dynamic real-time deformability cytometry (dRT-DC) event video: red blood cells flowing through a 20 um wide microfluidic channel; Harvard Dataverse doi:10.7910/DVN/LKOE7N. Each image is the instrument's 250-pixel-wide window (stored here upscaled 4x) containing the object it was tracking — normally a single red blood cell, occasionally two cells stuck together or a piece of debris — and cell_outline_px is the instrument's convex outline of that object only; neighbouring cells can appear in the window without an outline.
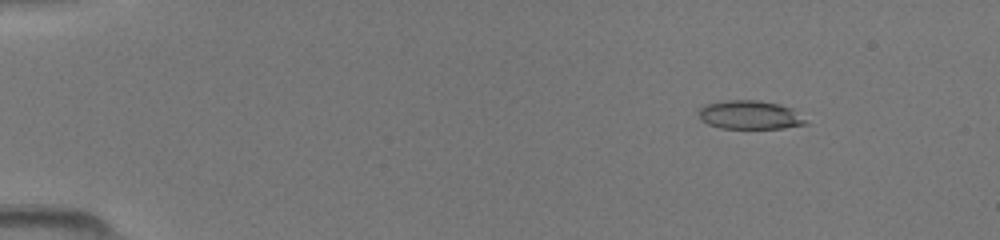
{"species": "common noctule bat (a hibernating species)", "species_latin": "Nyctalus noctula", "temperature_condition": "room temperature", "stored_images_in_passage": 49, "camera_frame_rate_fps": 3000, "um_per_image_px": 0.085, "animal": {"sex": "female", "body_mass_g": 19.5, "forearm_length_mm": 54.1}, "frame": {"image": 1, "passage_image": 7, "time_ms": 2.0, "image_size_px": [1000, 240], "cell_outline_px": [[808, 124], [784, 128], [720, 128], [708, 124], [700, 120], [700, 108], [708, 104], [724, 100], [760, 100], [792, 108]], "centroid_in_image_um": [63.72, 9.77], "position_along_channel_um": 21.3, "area_um2": 17.63}}
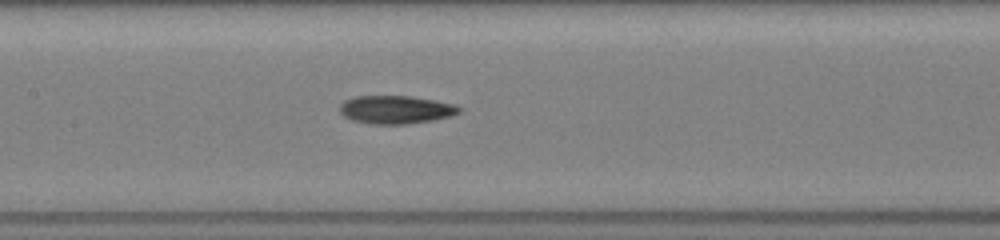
{"frame": {"image": 2, "passage_image": 25, "time_ms": 8.0, "image_size_px": [1000, 240], "cell_outline_px": [[460, 112], [452, 116], [432, 120], [408, 124], [372, 124], [352, 120], [344, 116], [340, 112], [340, 104], [344, 100], [356, 96], [408, 96], [436, 100], [456, 104], [460, 108]], "centroid_in_image_um": [33.65, 9.32], "position_along_channel_um": 173.7, "area_um2": 19.65}}
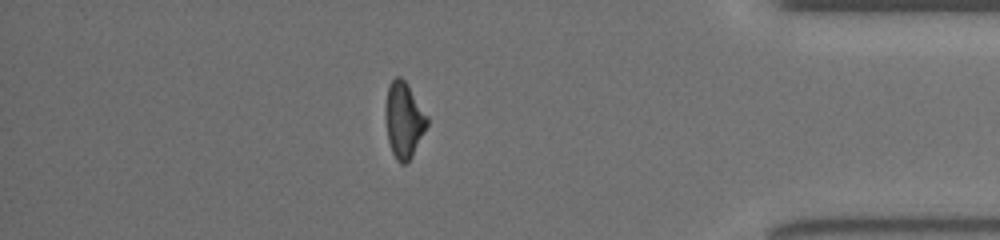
{"frame": {"image": 3, "passage_image": 43, "time_ms": 14.0, "image_size_px": [1000, 240], "cell_outline_px": [[428, 124], [412, 156], [404, 164], [400, 164], [396, 160], [392, 152], [388, 140], [384, 108], [388, 84], [396, 76], [400, 76], [408, 84], [428, 116]], "centroid_in_image_um": [34.31, 10.17], "position_along_channel_um": 400.9, "area_um2": 18.5}}